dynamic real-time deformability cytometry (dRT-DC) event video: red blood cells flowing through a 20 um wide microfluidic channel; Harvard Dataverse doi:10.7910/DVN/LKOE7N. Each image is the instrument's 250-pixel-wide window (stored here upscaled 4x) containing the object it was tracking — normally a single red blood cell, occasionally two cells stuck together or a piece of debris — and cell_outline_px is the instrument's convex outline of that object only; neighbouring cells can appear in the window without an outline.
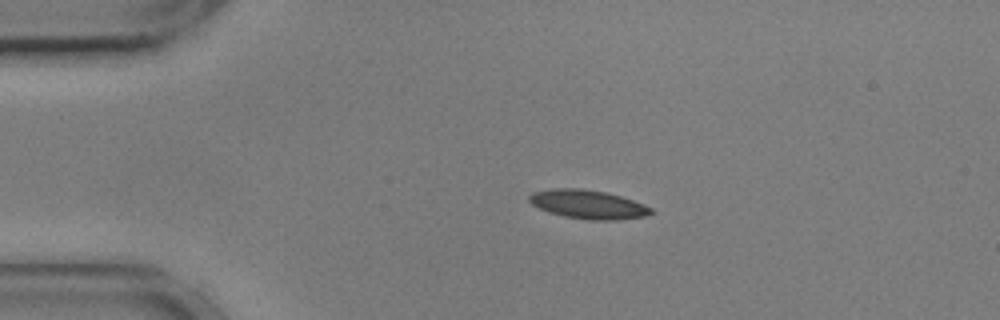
{"species": "common noctule bat (a hibernating species)", "species_latin": "Nyctalus noctula", "temperature_condition": "cold", "stored_images_in_passage": 46, "camera_frame_rate_fps": 3000, "um_per_image_px": 0.085, "animal": {"sex": "male", "body_mass_g": 17.9, "forearm_length_mm": 54.2}, "frame": {"image": 1, "passage_image": 1, "time_ms": 0.0, "image_size_px": [1000, 320], "cell_outline_px": [[656, 212], [644, 216], [616, 220], [588, 220], [564, 216], [548, 212], [532, 204], [528, 200], [528, 196], [532, 192], [552, 188], [580, 188], [604, 192], [620, 196], [644, 204], [652, 208]], "centroid_in_image_um": [49.97, 17.37], "position_along_channel_um": 35.0, "area_um2": 20.46}}
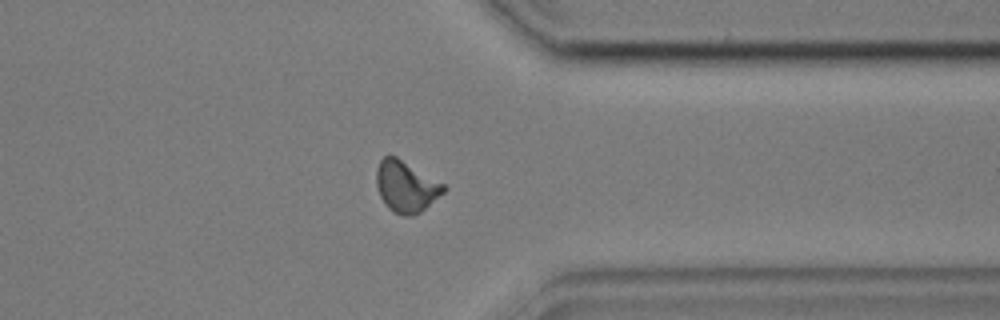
{"frame": {"image": 2, "passage_image": 33, "time_ms": 10.667, "image_size_px": [1000, 320], "cell_outline_px": [[448, 188], [444, 192], [420, 212], [412, 216], [404, 216], [392, 212], [384, 204], [380, 196], [376, 184], [376, 168], [380, 160], [384, 156], [396, 156], [444, 184]], "centroid_in_image_um": [34.49, 15.86], "position_along_channel_um": 376.9, "area_um2": 20.06}}
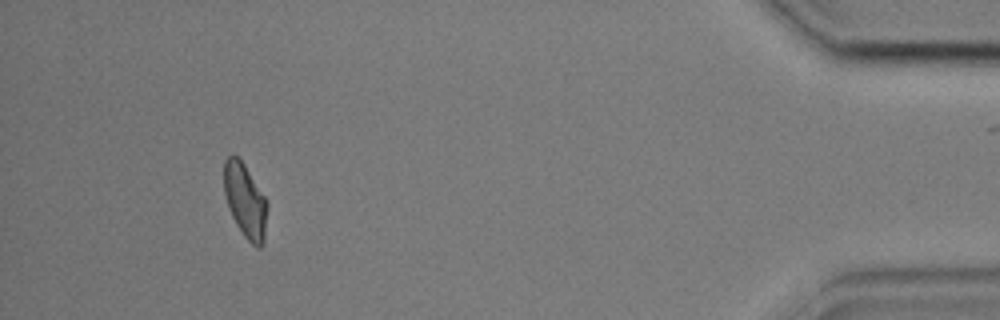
{"frame": {"image": 3, "passage_image": 41, "time_ms": 13.333, "image_size_px": [1000, 320], "cell_outline_px": [[268, 208], [264, 240], [260, 248], [252, 244], [244, 236], [236, 224], [228, 208], [224, 196], [224, 160], [232, 152], [244, 164], [268, 200]], "centroid_in_image_um": [20.84, 17.04], "position_along_channel_um": 414.4, "area_um2": 18.96}, "authors_computed_cell_mechanics": {"area_um2": 19.7965, "velocity_mm_per_s": 3.5989, "shape_relaxation_time_tau1_ms": 2.9741, "shape_relaxation_time_tau2_ms": 1.9416, "deformation_change_tau1": 0.1243, "deformation_change_tau2": 0.0937}}